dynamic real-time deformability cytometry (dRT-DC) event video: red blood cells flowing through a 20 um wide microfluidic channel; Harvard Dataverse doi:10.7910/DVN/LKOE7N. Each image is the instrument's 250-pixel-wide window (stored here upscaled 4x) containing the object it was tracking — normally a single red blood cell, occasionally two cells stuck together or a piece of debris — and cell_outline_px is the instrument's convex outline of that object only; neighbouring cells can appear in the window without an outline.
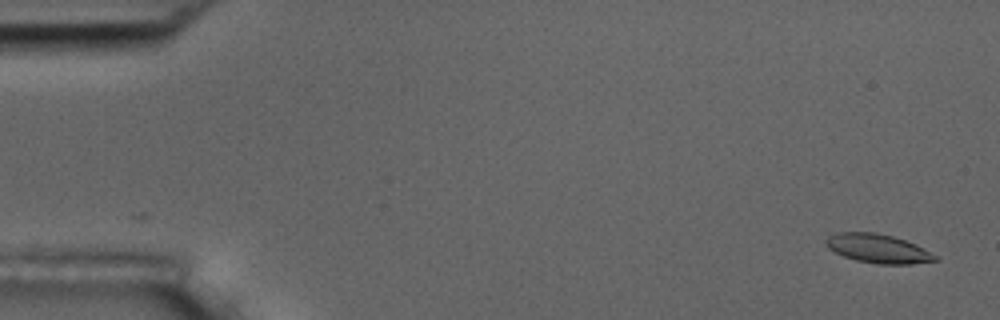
{"species": "common noctule bat (a hibernating species)", "species_latin": "Nyctalus noctula", "temperature_condition": "room temperature", "stored_images_in_passage": 53, "camera_frame_rate_fps": 3000, "um_per_image_px": 0.085, "animal": {"sex": "male", "body_mass_g": 17.5, "forearm_length_mm": 52.3}, "frame": {"image": 1, "passage_image": 1, "time_ms": 0.0, "image_size_px": [1000, 320], "cell_outline_px": [[940, 260], [912, 264], [876, 264], [856, 260], [844, 256], [828, 248], [824, 240], [828, 236], [836, 232], [876, 232], [892, 236], [916, 244], [936, 256]], "centroid_in_image_um": [74.61, 21.12], "position_along_channel_um": 10.4, "area_um2": 18.38}}
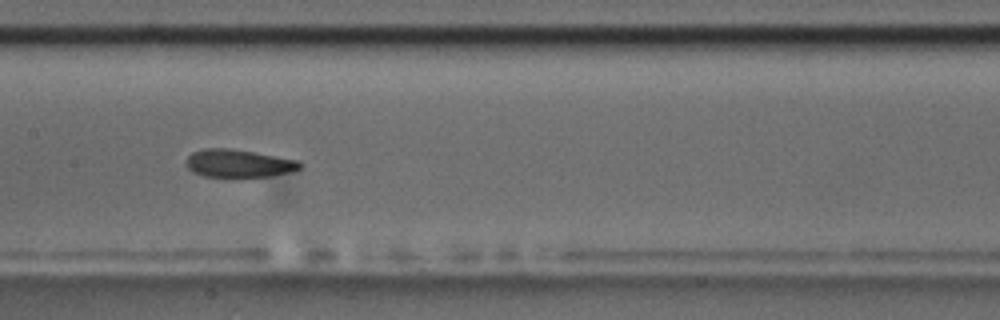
{"frame": {"image": 2, "passage_image": 26, "time_ms": 8.333, "image_size_px": [1000, 320], "cell_outline_px": [[304, 164], [300, 168], [288, 172], [268, 176], [204, 176], [192, 172], [188, 168], [188, 156], [192, 152], [208, 148], [228, 148], [300, 160]], "centroid_in_image_um": [20.31, 13.88], "position_along_channel_um": 187.1, "area_um2": 18.09}}
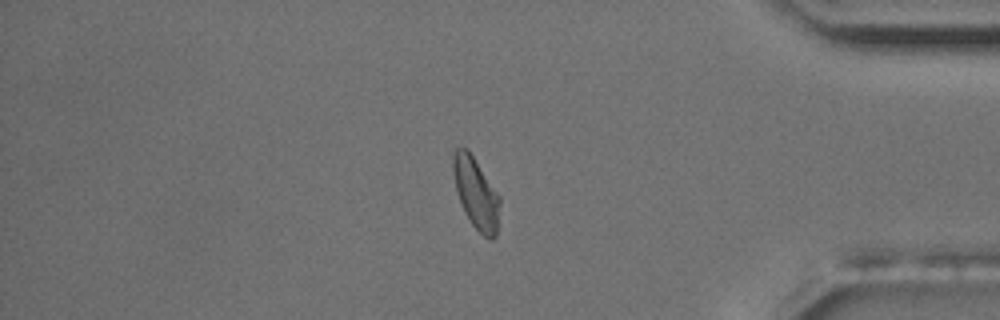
{"frame": {"image": 3, "passage_image": 45, "time_ms": 14.667, "image_size_px": [1000, 320], "cell_outline_px": [[500, 204], [496, 236], [492, 240], [488, 240], [472, 224], [460, 200], [456, 188], [452, 172], [452, 156], [456, 148], [468, 148], [500, 196]], "centroid_in_image_um": [40.47, 16.39], "position_along_channel_um": 394.7, "area_um2": 19.19}, "authors_computed_cell_mechanics": {"area_um2": 18.9006, "velocity_mm_per_s": 3.724, "shape_relaxation_time_tau1_ms": 5.0231, "shape_relaxation_time_tau2_ms": 2.1067, "deformation_change_tau1": 0.1527, "deformation_change_tau2": 0.0755}}